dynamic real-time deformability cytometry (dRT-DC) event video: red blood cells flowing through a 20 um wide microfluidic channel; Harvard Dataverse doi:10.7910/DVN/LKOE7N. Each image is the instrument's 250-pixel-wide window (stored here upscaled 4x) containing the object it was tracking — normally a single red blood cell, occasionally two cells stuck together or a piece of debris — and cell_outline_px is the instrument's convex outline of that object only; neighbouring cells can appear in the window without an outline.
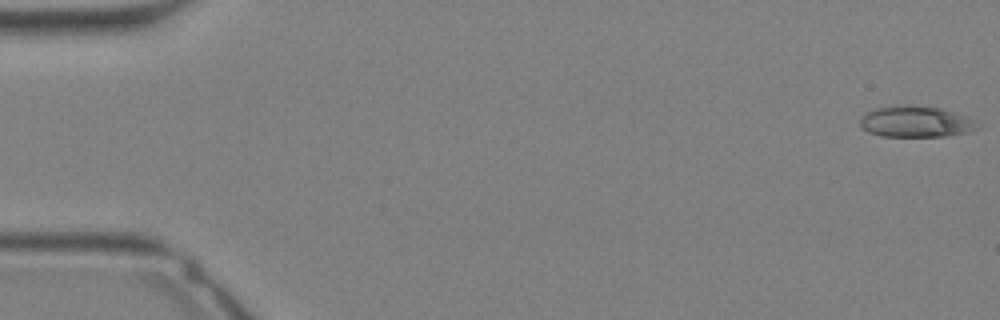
{"species": "Egyptian fruit bat (a non-hibernating species)", "species_latin": "Rousettus aegyptiacus", "temperature_condition": "warm", "stored_images_in_passage": 33, "camera_frame_rate_fps": 3000, "um_per_image_px": 0.085, "animal": {"sex": "female"}, "frame": {"image": 1, "passage_image": 1, "time_ms": 0.0, "image_size_px": [1000, 320], "cell_outline_px": [[980, 128], [968, 132], [948, 136], [880, 136], [868, 132], [860, 124], [860, 120], [872, 108], [900, 104], [904, 104], [940, 108], [956, 112], [972, 120]], "centroid_in_image_um": [77.82, 10.33], "position_along_channel_um": 7.2, "area_um2": 21.27}}
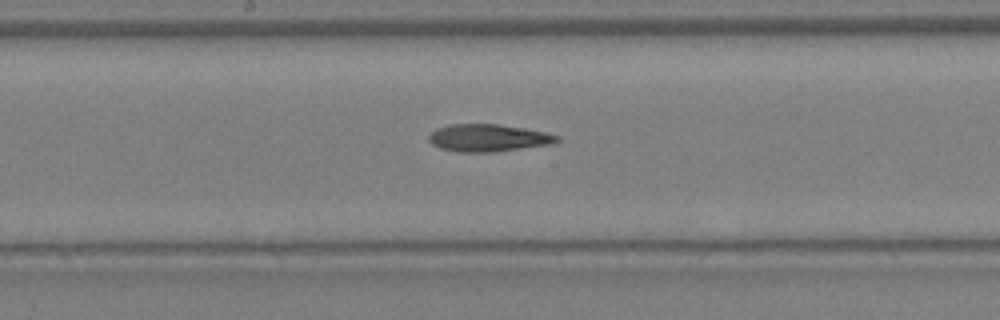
{"frame": {"image": 2, "passage_image": 18, "time_ms": 5.667, "image_size_px": [1000, 320], "cell_outline_px": [[560, 140], [552, 144], [496, 152], [456, 152], [440, 148], [432, 144], [428, 140], [428, 136], [436, 128], [448, 124], [496, 124], [524, 128], [544, 132], [560, 136]], "centroid_in_image_um": [41.48, 11.72], "position_along_channel_um": 206.7, "area_um2": 20.58}}
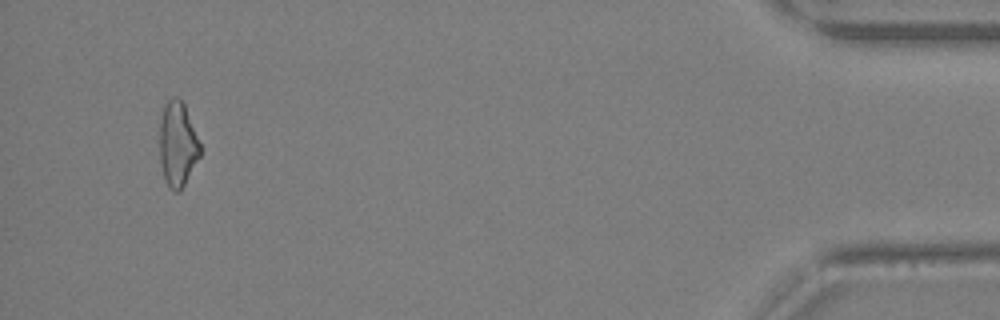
{"frame": {"image": 3, "passage_image": 32, "time_ms": 10.333, "image_size_px": [1000, 320], "cell_outline_px": [[200, 156], [180, 192], [172, 192], [168, 188], [164, 180], [160, 164], [160, 116], [164, 104], [172, 96], [180, 96], [184, 104], [200, 144]], "centroid_in_image_um": [15.07, 12.27], "position_along_channel_um": 420.1, "area_um2": 20.29}}